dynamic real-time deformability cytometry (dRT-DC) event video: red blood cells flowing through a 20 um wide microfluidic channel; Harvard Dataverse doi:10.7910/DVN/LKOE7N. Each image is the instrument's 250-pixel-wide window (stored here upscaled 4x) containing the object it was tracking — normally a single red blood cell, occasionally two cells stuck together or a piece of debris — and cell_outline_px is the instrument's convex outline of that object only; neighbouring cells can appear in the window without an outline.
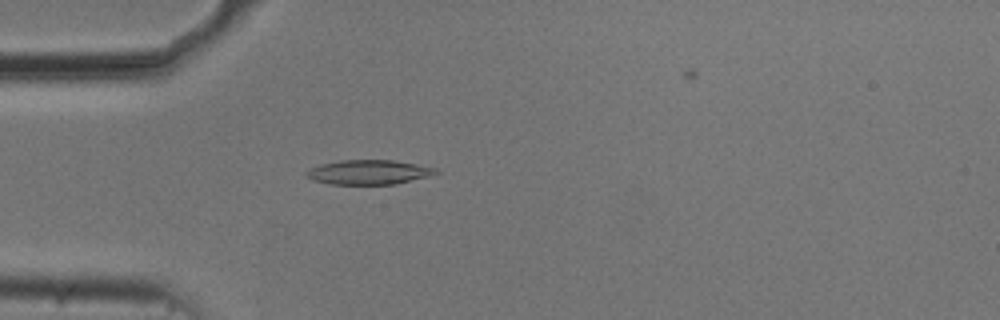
{"species": "common noctule bat (a hibernating species)", "species_latin": "Nyctalus noctula", "temperature_condition": "cold", "stored_images_in_passage": 42, "camera_frame_rate_fps": 3000, "um_per_image_px": 0.085, "animal": {"sex": "male", "body_mass_g": 20.5, "forearm_length_mm": 52.5}, "frame": {"image": 1, "passage_image": 6, "time_ms": 1.667, "image_size_px": [1000, 320], "cell_outline_px": [[440, 172], [432, 176], [396, 184], [332, 184], [312, 180], [304, 176], [304, 172], [320, 164], [340, 160], [392, 160], [416, 164], [436, 168]], "centroid_in_image_um": [31.35, 14.64], "position_along_channel_um": 53.6, "area_um2": 18.61}}
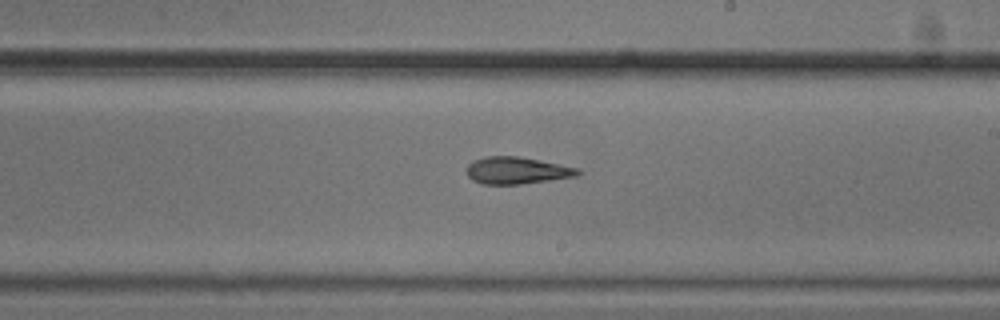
{"frame": {"image": 2, "passage_image": 22, "time_ms": 7.0, "image_size_px": [1000, 320], "cell_outline_px": [[580, 172], [576, 176], [520, 184], [480, 184], [472, 180], [468, 176], [468, 164], [472, 160], [484, 156], [520, 156], [580, 168]], "centroid_in_image_um": [43.91, 14.48], "position_along_channel_um": 245.1, "area_um2": 17.51}}
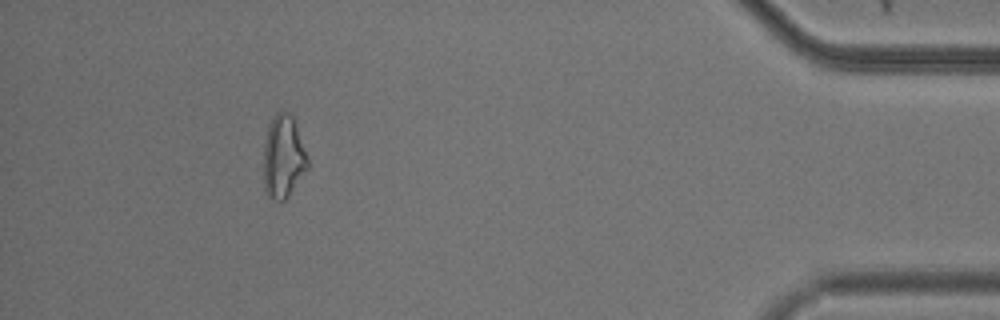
{"frame": {"image": 3, "passage_image": 40, "time_ms": 13.0, "image_size_px": [1000, 320], "cell_outline_px": [[308, 168], [288, 196], [284, 200], [276, 200], [268, 196], [264, 188], [264, 140], [272, 116], [280, 108], [284, 108], [292, 116], [308, 156]], "centroid_in_image_um": [24.07, 13.28], "position_along_channel_um": 411.1, "area_um2": 21.39}}